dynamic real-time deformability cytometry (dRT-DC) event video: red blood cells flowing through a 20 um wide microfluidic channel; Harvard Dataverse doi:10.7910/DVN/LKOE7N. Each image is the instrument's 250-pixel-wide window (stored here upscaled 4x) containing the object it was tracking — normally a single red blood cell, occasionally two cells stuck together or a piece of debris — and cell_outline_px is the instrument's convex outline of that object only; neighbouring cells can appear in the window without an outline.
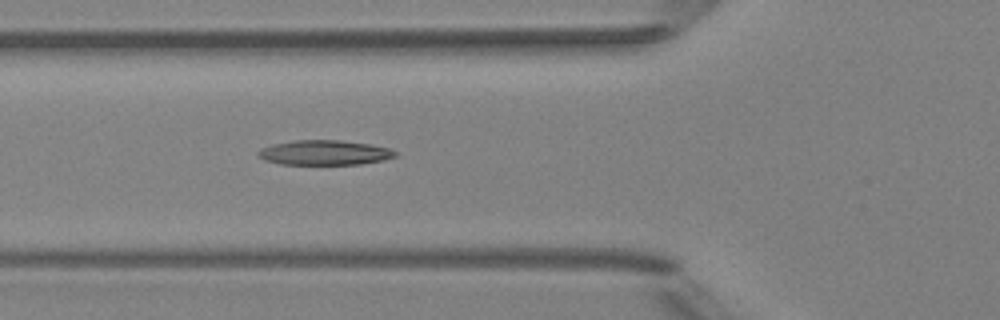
{"species": "Egyptian fruit bat (a non-hibernating species)", "species_latin": "Rousettus aegyptiacus", "temperature_condition": "room temperature", "stored_images_in_passage": 5, "camera_frame_rate_fps": 3000, "um_per_image_px": 0.085, "animal": {"sex": "female"}, "frame": {"image": 1, "passage_image": 5, "time_ms": 5.333, "image_size_px": [1000, 320], "cell_outline_px": [[396, 156], [384, 160], [360, 164], [280, 164], [264, 160], [256, 156], [256, 152], [260, 148], [272, 144], [296, 140], [340, 140], [368, 144], [388, 148], [396, 152]], "centroid_in_image_um": [27.52, 12.97], "position_along_channel_um": 98.3, "area_um2": 19.83}}